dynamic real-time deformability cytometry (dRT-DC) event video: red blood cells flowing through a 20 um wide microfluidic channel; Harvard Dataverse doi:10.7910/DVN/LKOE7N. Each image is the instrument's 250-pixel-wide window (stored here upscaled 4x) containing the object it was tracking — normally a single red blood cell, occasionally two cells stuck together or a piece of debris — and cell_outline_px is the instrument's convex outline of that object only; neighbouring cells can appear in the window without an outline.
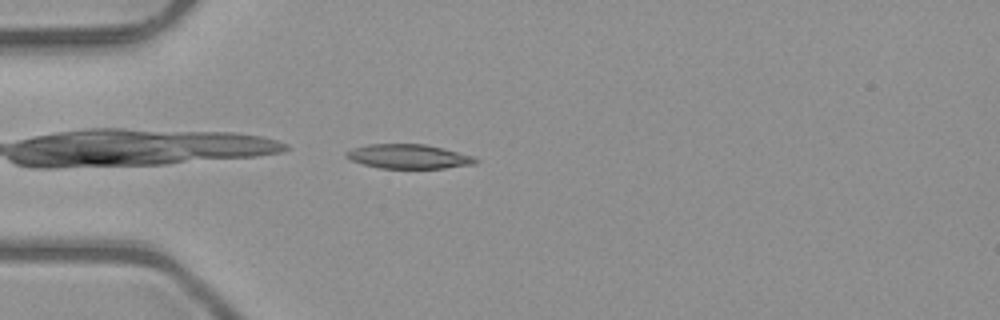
{"species": "common noctule bat (a hibernating species)", "species_latin": "Nyctalus noctula", "temperature_condition": "room temperature", "stored_images_in_passage": 5, "camera_frame_rate_fps": 3000, "um_per_image_px": 0.085, "animal": {"sex": "male", "body_mass_g": 23.1, "forearm_length_mm": 52.7}, "frame": {"image": 1, "passage_image": 4, "time_ms": 1.0, "image_size_px": [1000, 320], "cell_outline_px": [[480, 160], [476, 164], [444, 168], [380, 168], [364, 164], [352, 160], [344, 156], [344, 152], [352, 148], [368, 144], [424, 144], [444, 148], [472, 156]], "centroid_in_image_um": [34.73, 13.29], "position_along_channel_um": 50.3, "area_um2": 18.32}}